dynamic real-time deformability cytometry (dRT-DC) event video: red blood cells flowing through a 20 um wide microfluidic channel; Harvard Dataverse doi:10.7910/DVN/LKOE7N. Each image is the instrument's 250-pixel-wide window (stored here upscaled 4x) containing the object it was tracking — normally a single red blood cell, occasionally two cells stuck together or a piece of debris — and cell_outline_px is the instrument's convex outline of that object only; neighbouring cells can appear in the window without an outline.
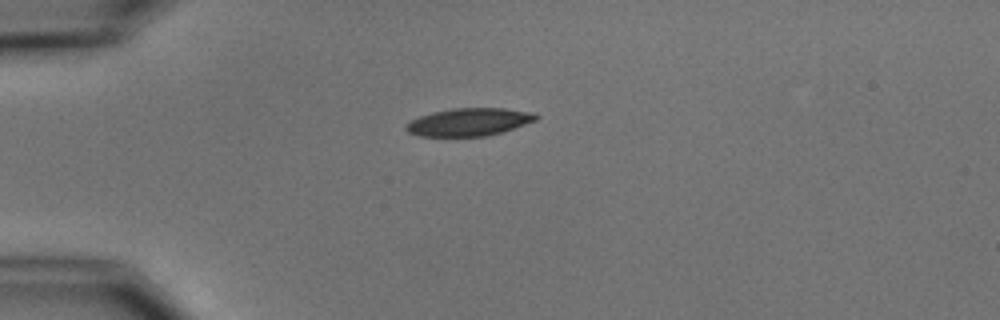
{"species": "common noctule bat (a hibernating species)", "species_latin": "Nyctalus noctula", "temperature_condition": "cold", "stored_images_in_passage": 2, "camera_frame_rate_fps": 3000, "um_per_image_px": 0.085, "animal": {"sex": "male", "body_mass_g": 15.6}, "frame": {"image": 1, "passage_image": 1, "time_ms": 0.0, "image_size_px": [1000, 320], "cell_outline_px": [[540, 116], [536, 120], [488, 136], [420, 136], [408, 132], [404, 128], [412, 120], [420, 116], [432, 112], [452, 108], [504, 108], [536, 112]], "centroid_in_image_um": [39.89, 10.36], "position_along_channel_um": 45.1, "area_um2": 20.92}}